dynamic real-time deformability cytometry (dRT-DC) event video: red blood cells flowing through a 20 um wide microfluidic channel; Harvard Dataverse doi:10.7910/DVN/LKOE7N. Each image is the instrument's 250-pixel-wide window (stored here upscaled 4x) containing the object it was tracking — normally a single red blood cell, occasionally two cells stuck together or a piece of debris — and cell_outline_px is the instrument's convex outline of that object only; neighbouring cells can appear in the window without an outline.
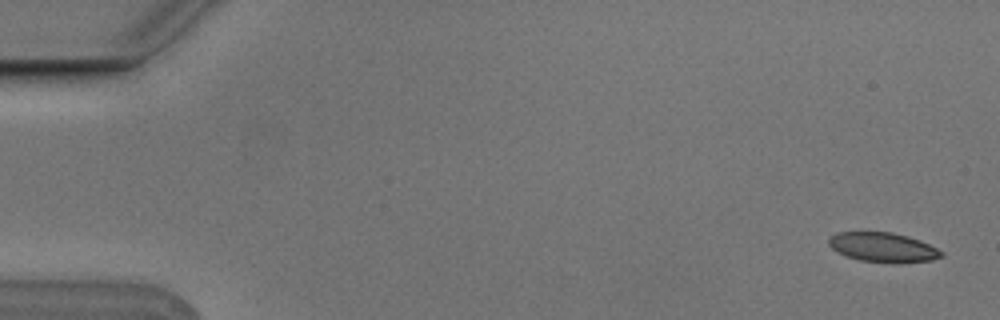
{"species": "Egyptian fruit bat (a non-hibernating species)", "species_latin": "Rousettus aegyptiacus", "temperature_condition": "cold", "stored_images_in_passage": 4, "camera_frame_rate_fps": 3000, "um_per_image_px": 0.085, "animal": {"sex": "male"}, "frame": {"image": 1, "passage_image": 1, "time_ms": 0.0, "image_size_px": [1000, 320], "cell_outline_px": [[944, 256], [932, 260], [900, 264], [892, 264], [860, 260], [844, 256], [836, 252], [828, 244], [828, 236], [836, 232], [892, 232], [908, 236], [920, 240], [944, 252]], "centroid_in_image_um": [75.04, 21.04], "position_along_channel_um": 10.0, "area_um2": 19.88}}
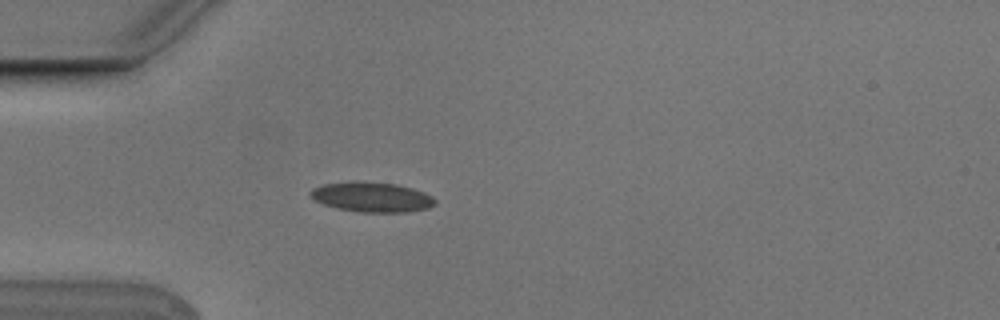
{"frame": {"image": 2, "passage_image": 4, "time_ms": 1.0, "image_size_px": [1000, 320], "cell_outline_px": [[436, 204], [428, 208], [408, 212], [360, 212], [336, 208], [312, 200], [308, 196], [308, 192], [312, 188], [324, 184], [356, 180], [396, 184], [412, 188], [424, 192], [432, 196], [436, 200]], "centroid_in_image_um": [31.56, 16.74], "position_along_channel_um": 53.4, "area_um2": 22.08}}